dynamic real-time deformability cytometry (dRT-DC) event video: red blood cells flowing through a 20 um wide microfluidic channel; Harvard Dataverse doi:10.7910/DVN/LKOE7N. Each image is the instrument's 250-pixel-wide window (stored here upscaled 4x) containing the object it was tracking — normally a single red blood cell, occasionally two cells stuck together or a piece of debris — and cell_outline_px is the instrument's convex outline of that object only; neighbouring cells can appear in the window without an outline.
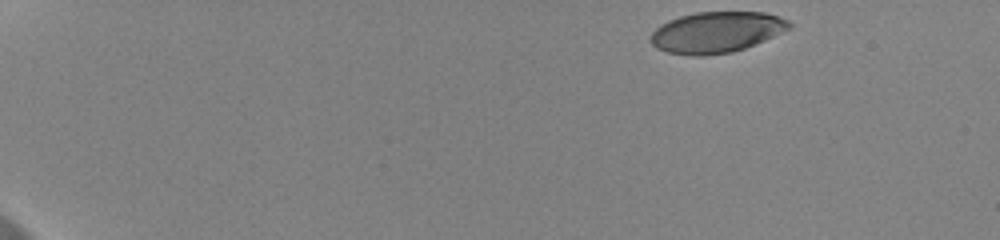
{"species": "human", "species_latin": "Homo sapiens", "temperature_condition": "cold", "stored_images_in_passage": 45, "camera_frame_rate_fps": 3000, "um_per_image_px": 0.085, "donor": {"sex": "female"}, "frame": {"image": 1, "passage_image": 1, "time_ms": 0.0, "image_size_px": [1000, 240], "cell_outline_px": [[792, 28], [764, 40], [744, 48], [732, 52], [704, 56], [692, 56], [668, 52], [656, 48], [648, 40], [652, 32], [660, 24], [668, 20], [680, 16], [696, 12], [764, 12], [788, 20], [792, 24]], "centroid_in_image_um": [60.86, 2.74], "position_along_channel_um": 24.1, "area_um2": 33.18}}
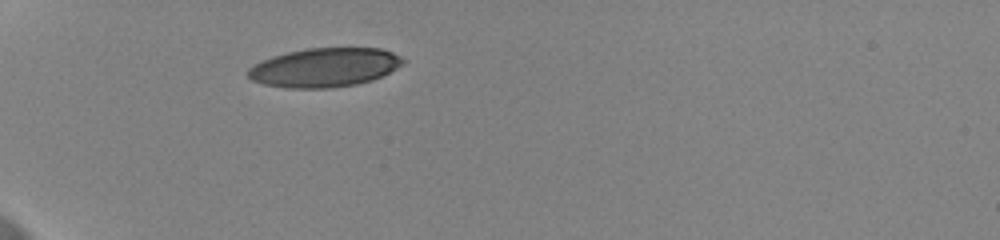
{"frame": {"image": 2, "passage_image": 13, "time_ms": 4.0, "image_size_px": [1000, 240], "cell_outline_px": [[408, 60], [404, 64], [372, 80], [356, 84], [332, 88], [284, 88], [264, 84], [252, 80], [248, 76], [248, 68], [272, 56], [288, 52], [308, 48], [380, 48], [392, 52]], "centroid_in_image_um": [27.61, 5.74], "position_along_channel_um": 57.4, "area_um2": 35.14}}
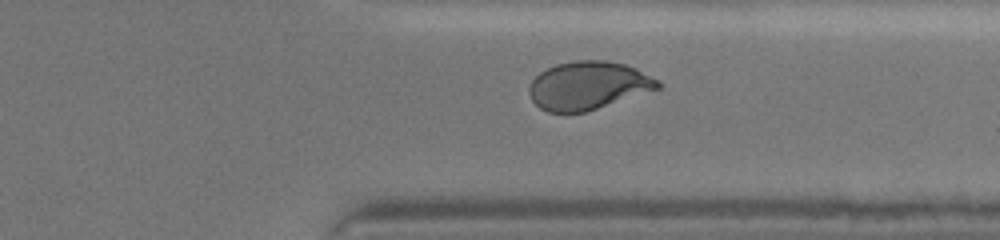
{"frame": {"image": 3, "passage_image": 40, "time_ms": 13.0, "image_size_px": [1000, 240], "cell_outline_px": [[664, 84], [660, 88], [584, 112], [548, 112], [540, 108], [532, 100], [528, 92], [528, 88], [532, 80], [540, 72], [556, 64], [576, 60], [608, 60], [624, 64], [636, 68], [660, 80]], "centroid_in_image_um": [50.0, 7.25], "position_along_channel_um": 361.4, "area_um2": 36.07}, "authors_computed_cell_mechanics": {"area_um2": 35.9516, "velocity_mm_per_s": 3.6392, "shape_relaxation_time_tau1_ms": 5.3491, "shape_relaxation_time_tau2_ms": 1.0629, "deformation_change_tau1": 0.1705, "deformation_change_tau2": 0.0613}}